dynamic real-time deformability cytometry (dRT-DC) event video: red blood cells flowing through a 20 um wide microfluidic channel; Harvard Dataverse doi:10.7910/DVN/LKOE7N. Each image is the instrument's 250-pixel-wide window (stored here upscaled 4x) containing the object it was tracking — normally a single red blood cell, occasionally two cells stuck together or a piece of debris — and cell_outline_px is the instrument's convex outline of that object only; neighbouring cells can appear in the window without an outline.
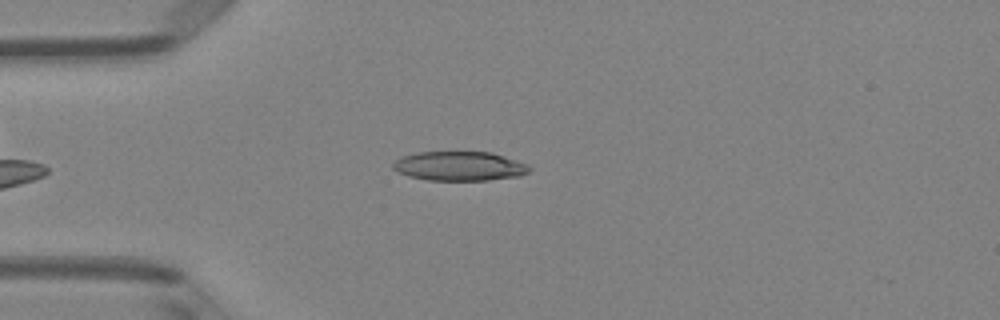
{"species": "Egyptian fruit bat (a non-hibernating species)", "species_latin": "Rousettus aegyptiacus", "temperature_condition": "room temperature", "stored_images_in_passage": 31, "camera_frame_rate_fps": 3000, "um_per_image_px": 0.085, "animal": {"sex": "female"}, "frame": {"image": 1, "passage_image": 3, "time_ms": 0.667, "image_size_px": [1000, 320], "cell_outline_px": [[532, 168], [528, 172], [520, 176], [488, 180], [428, 180], [408, 176], [396, 172], [392, 168], [392, 164], [400, 156], [420, 152], [492, 152], [528, 164]], "centroid_in_image_um": [39.04, 14.12], "position_along_channel_um": 46.0, "area_um2": 23.41}}
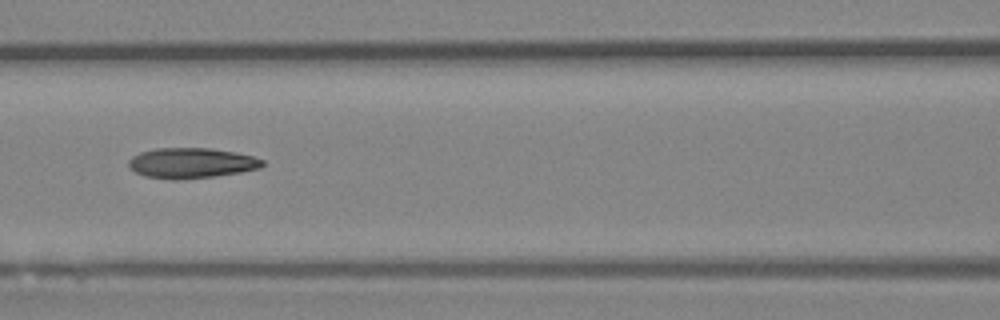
{"frame": {"image": 2, "passage_image": 12, "time_ms": 3.667, "image_size_px": [1000, 320], "cell_outline_px": [[264, 164], [260, 168], [240, 172], [212, 176], [176, 180], [172, 180], [144, 176], [136, 172], [128, 164], [128, 160], [132, 156], [140, 152], [156, 148], [208, 148], [236, 152], [252, 156], [264, 160]], "centroid_in_image_um": [16.25, 13.85], "position_along_channel_um": 150.3, "area_um2": 23.58}}
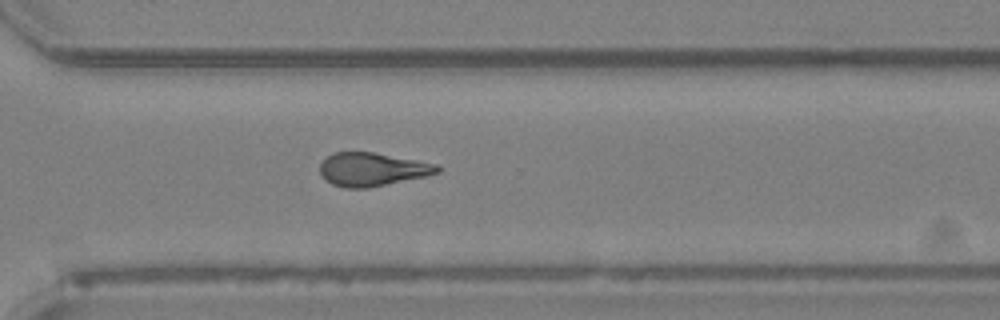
{"frame": {"image": 3, "passage_image": 26, "time_ms": 8.333, "image_size_px": [1000, 320], "cell_outline_px": [[440, 172], [428, 176], [368, 188], [344, 188], [332, 184], [324, 180], [320, 172], [320, 164], [328, 156], [336, 152], [372, 152], [416, 160], [436, 164], [440, 168]], "centroid_in_image_um": [31.63, 14.41], "position_along_channel_um": 339.0, "area_um2": 22.83}, "authors_computed_cell_mechanics": {"area_um2": 23.3512, "velocity_mm_per_s": 4.049, "shape_relaxation_time_tau1_ms": 5.3919, "shape_relaxation_time_tau2_ms": 3.7977, "deformation_change_tau1": 0.1568, "deformation_change_tau2": 0.1268}}